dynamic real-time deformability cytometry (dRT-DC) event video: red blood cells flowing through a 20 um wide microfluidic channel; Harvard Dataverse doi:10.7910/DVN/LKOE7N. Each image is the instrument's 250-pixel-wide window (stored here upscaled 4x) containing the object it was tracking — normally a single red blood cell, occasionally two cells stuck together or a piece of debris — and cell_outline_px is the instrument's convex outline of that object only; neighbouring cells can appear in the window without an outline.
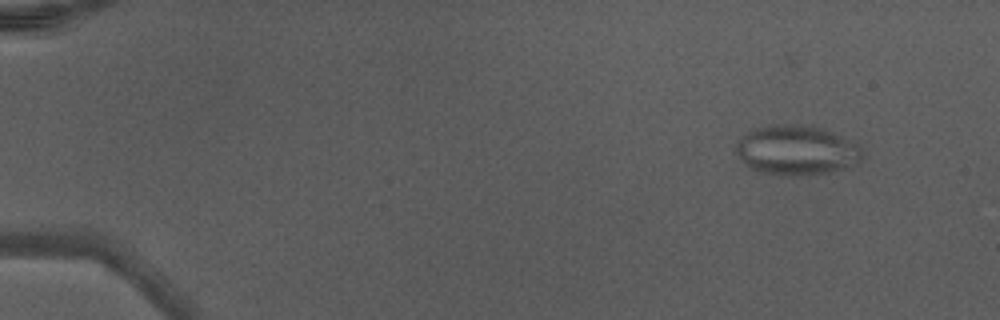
{"species": "Egyptian fruit bat (a non-hibernating species)", "species_latin": "Rousettus aegyptiacus", "temperature_condition": "warm", "stored_images_in_passage": 45, "camera_frame_rate_fps": 3000, "um_per_image_px": 0.085, "animal": {"sex": "male"}, "frame": {"image": 1, "passage_image": 1, "time_ms": 0.0, "image_size_px": [1000, 320], "cell_outline_px": [[864, 160], [844, 168], [828, 172], [796, 176], [788, 176], [760, 172], [748, 168], [744, 164], [736, 152], [736, 144], [740, 136], [756, 128], [776, 124], [812, 124], [860, 144], [864, 152]], "centroid_in_image_um": [67.72, 12.76], "position_along_channel_um": 17.3, "area_um2": 37.11}}
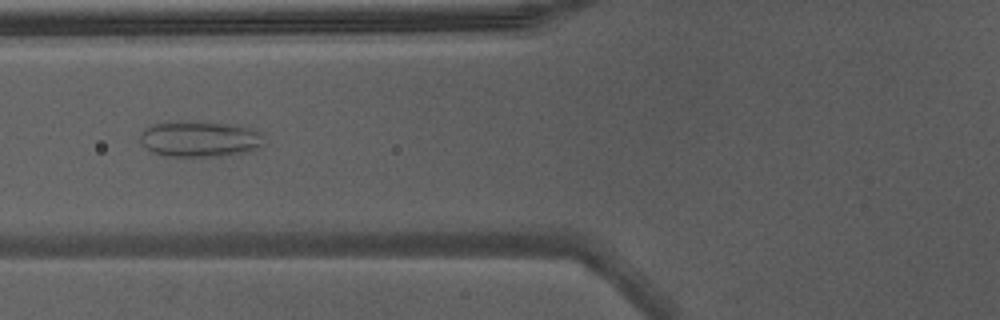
{"frame": {"image": 2, "passage_image": 17, "time_ms": 5.333, "image_size_px": [1000, 320], "cell_outline_px": [[268, 144], [252, 152], [220, 156], [168, 156], [152, 152], [140, 140], [140, 136], [152, 124], [168, 120], [196, 120], [240, 124], [256, 128], [264, 132]], "centroid_in_image_um": [17.17, 11.77], "position_along_channel_um": 108.6, "area_um2": 27.28}}
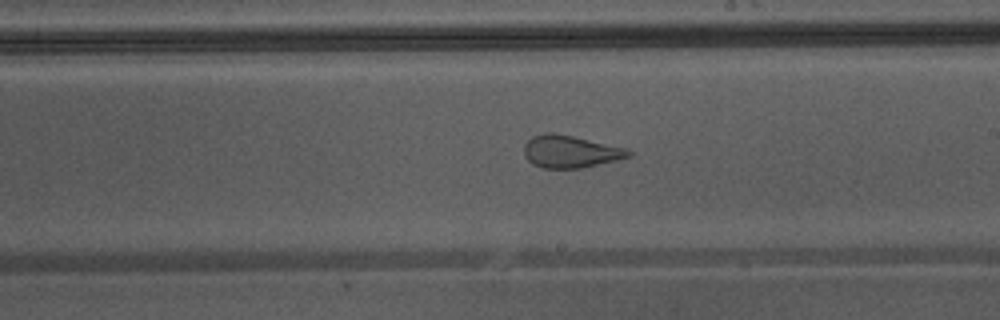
{"frame": {"image": 3, "passage_image": 26, "time_ms": 8.333, "image_size_px": [1000, 320], "cell_outline_px": [[632, 156], [616, 160], [580, 168], [544, 168], [532, 164], [524, 156], [524, 144], [532, 136], [544, 132], [552, 132], [572, 136], [628, 148], [632, 152]], "centroid_in_image_um": [48.47, 12.87], "position_along_channel_um": 240.5, "area_um2": 19.77}, "authors_computed_cell_mechanics": {"area_um2": 27.6284, "velocity_mm_per_s": 4.386, "shape_relaxation_time_tau1_ms": null, "shape_relaxation_time_tau2_ms": 0.9156, "deformation_change_tau1": null, "deformation_change_tau2": 0.0901}}